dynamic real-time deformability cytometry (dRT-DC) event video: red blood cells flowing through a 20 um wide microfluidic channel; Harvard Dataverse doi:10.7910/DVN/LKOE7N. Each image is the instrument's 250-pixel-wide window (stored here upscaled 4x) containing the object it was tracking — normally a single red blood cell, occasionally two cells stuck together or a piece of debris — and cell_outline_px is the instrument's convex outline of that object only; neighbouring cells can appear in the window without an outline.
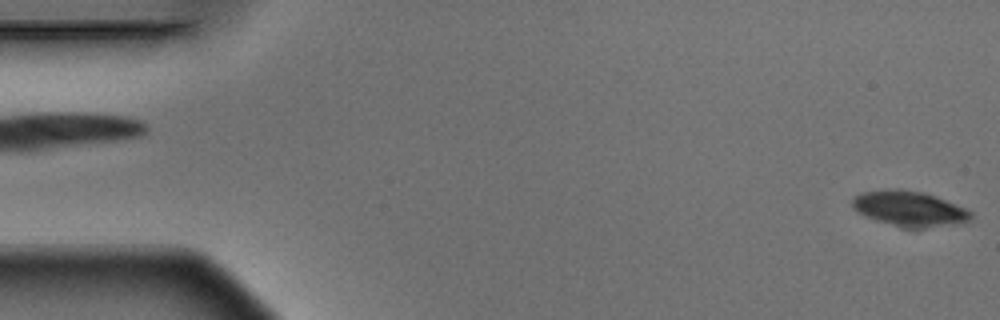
{"species": "Egyptian fruit bat (a non-hibernating species)", "species_latin": "Rousettus aegyptiacus", "temperature_condition": "warm", "stored_images_in_passage": 6, "segment_of_instrument_passage": [2, 2], "camera_frame_rate_fps": 3000, "um_per_image_px": 0.085, "animal": {"sex": "male"}, "frame": {"image": 1, "passage_image": 6, "time_ms": 1.667, "image_size_px": [1000, 320], "cell_outline_px": [[972, 216], [968, 220], [920, 228], [900, 228], [876, 220], [856, 212], [852, 204], [852, 200], [856, 196], [864, 192], [892, 188], [900, 188], [924, 192], [936, 196], [964, 208], [972, 212]], "centroid_in_image_um": [77.23, 17.72], "position_along_channel_um": 7.8, "area_um2": 23.99}}